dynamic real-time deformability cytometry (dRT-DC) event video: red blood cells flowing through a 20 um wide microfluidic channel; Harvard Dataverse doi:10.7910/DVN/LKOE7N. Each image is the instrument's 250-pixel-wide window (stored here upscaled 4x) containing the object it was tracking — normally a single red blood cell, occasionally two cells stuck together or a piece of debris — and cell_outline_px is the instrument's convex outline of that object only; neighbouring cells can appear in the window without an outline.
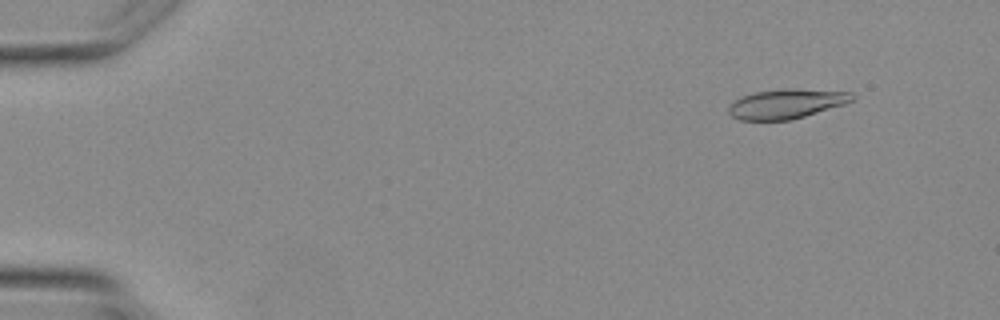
{"species": "Egyptian fruit bat (a non-hibernating species)", "species_latin": "Rousettus aegyptiacus", "temperature_condition": "warm", "stored_images_in_passage": 3, "camera_frame_rate_fps": 3000, "um_per_image_px": 0.085, "animal": {"sex": "female"}, "frame": {"image": 1, "passage_image": 1, "time_ms": 0.0, "image_size_px": [1000, 320], "cell_outline_px": [[856, 100], [844, 104], [804, 116], [788, 120], [740, 120], [732, 116], [728, 112], [728, 104], [744, 96], [756, 92], [788, 88], [796, 88], [852, 92], [856, 96]], "centroid_in_image_um": [66.88, 8.81], "position_along_channel_um": 18.1, "area_um2": 21.27}}